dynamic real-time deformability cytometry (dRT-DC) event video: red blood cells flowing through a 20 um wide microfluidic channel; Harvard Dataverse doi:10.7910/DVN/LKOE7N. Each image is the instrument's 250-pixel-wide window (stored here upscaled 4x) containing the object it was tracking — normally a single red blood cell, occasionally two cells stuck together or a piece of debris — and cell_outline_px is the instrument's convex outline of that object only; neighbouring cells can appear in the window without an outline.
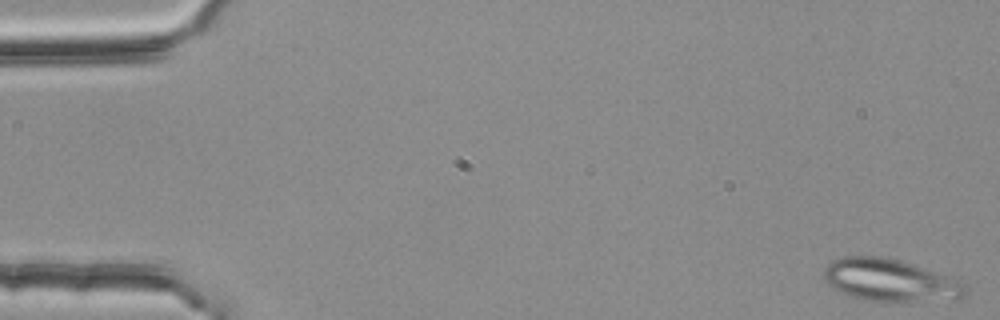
{"species": "common noctule bat (a hibernating species)", "species_latin": "Nyctalus noctula", "temperature_condition": "room temperature", "stored_images_in_passage": 52, "segment_of_instrument_passage": [1, 2], "camera_frame_rate_fps": 3000, "um_per_image_px": 0.085, "animal": {"sex": "female", "body_mass_g": 25.1}, "frame": {"image": 1, "passage_image": 1, "time_ms": 0.0, "image_size_px": [1000, 320], "cell_outline_px": [[968, 288], [964, 296], [956, 300], [864, 300], [848, 296], [836, 292], [828, 284], [824, 276], [824, 272], [828, 264], [832, 260], [844, 256], [880, 256], [900, 260], [960, 280]], "centroid_in_image_um": [75.64, 23.82], "position_along_channel_um": 9.4, "area_um2": 34.74}}